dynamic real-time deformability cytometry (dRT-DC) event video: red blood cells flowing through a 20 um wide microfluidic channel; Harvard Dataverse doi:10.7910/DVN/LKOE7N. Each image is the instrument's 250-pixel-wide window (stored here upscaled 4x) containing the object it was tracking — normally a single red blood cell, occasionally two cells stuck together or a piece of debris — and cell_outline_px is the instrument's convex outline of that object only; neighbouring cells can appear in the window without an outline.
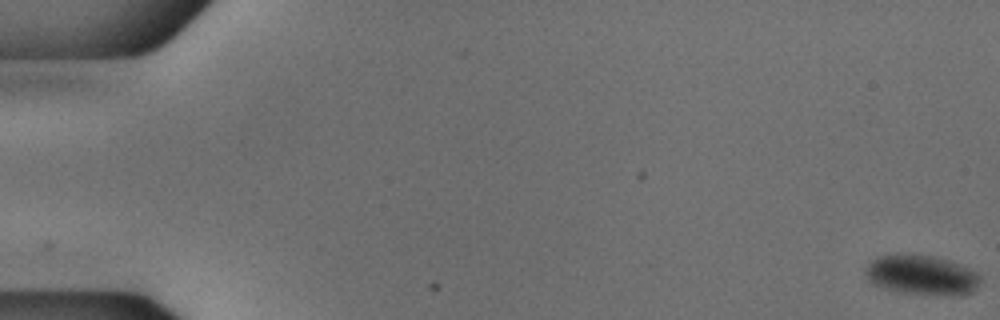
{"species": "common noctule bat (a hibernating species)", "species_latin": "Nyctalus noctula", "temperature_condition": "cold", "stored_images_in_passage": 27, "camera_frame_rate_fps": 3000, "um_per_image_px": 0.085, "animal": {"sex": "male", "body_mass_g": 18.8}, "frame": {"image": 1, "passage_image": 1, "time_ms": 0.0, "image_size_px": [1000, 320], "cell_outline_px": [[980, 280], [968, 292], [900, 292], [884, 288], [872, 284], [868, 280], [864, 272], [864, 268], [872, 260], [880, 256], [932, 256], [948, 260], [968, 268], [976, 272], [980, 276]], "centroid_in_image_um": [78.22, 23.34], "position_along_channel_um": 6.8, "area_um2": 24.85}}
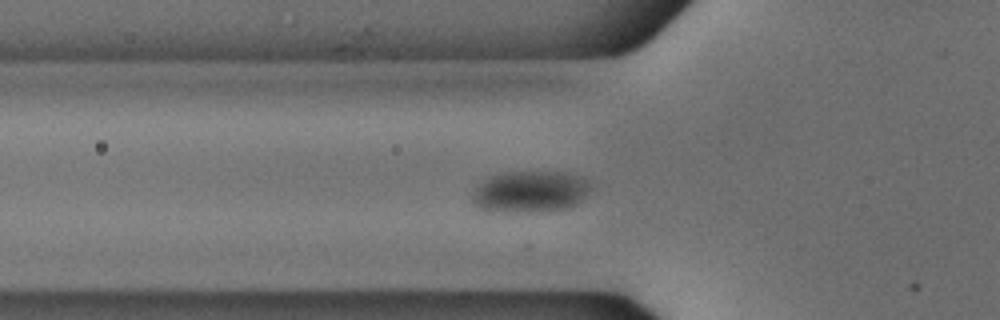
{"frame": {"image": 2, "passage_image": 20, "time_ms": 6.333, "image_size_px": [1000, 320], "cell_outline_px": [[592, 188], [576, 204], [568, 208], [532, 212], [492, 212], [480, 208], [472, 200], [472, 192], [488, 176], [508, 172], [564, 172], [580, 176], [592, 180]], "centroid_in_image_um": [45.09, 16.29], "position_along_channel_um": 80.7, "area_um2": 28.9}}
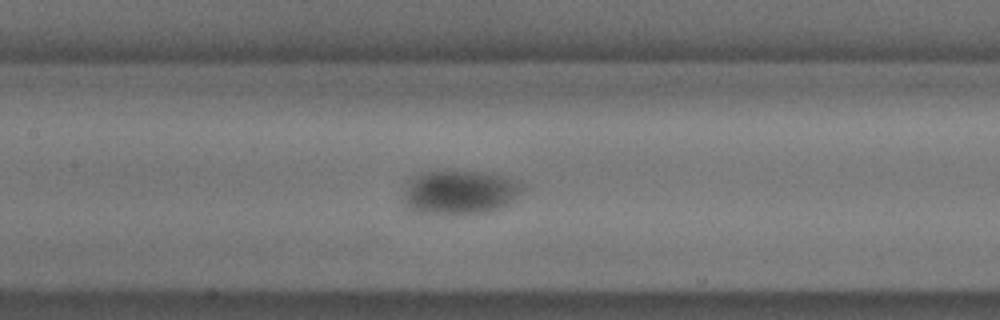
{"frame": {"image": 3, "passage_image": 27, "time_ms": 8.667, "image_size_px": [1000, 320], "cell_outline_px": [[520, 192], [508, 204], [500, 208], [488, 212], [456, 216], [440, 216], [416, 212], [408, 208], [404, 200], [404, 192], [408, 184], [416, 176], [428, 172], [480, 172], [504, 176], [520, 184]], "centroid_in_image_um": [39.04, 16.42], "position_along_channel_um": 168.4, "area_um2": 30.35}}